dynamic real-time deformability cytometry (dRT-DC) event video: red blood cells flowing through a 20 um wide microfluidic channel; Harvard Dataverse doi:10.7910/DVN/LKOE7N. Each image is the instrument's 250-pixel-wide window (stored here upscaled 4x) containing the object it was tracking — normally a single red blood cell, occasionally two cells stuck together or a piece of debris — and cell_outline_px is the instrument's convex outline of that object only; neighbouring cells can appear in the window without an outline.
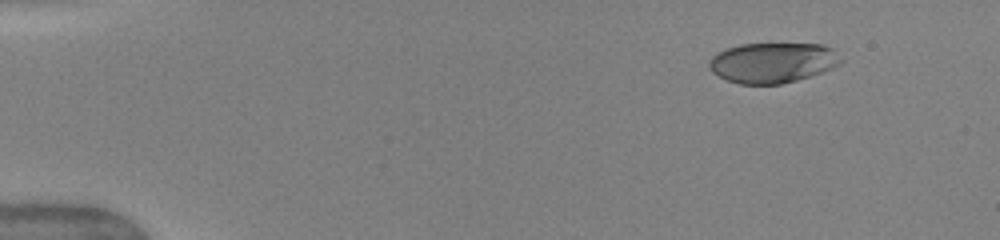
{"species": "human", "species_latin": "Homo sapiens", "temperature_condition": "warm", "stored_images_in_passage": 45, "camera_frame_rate_fps": 3000, "um_per_image_px": 0.085, "donor": {"sex": "female"}, "frame": {"image": 1, "passage_image": 1, "time_ms": 0.0, "image_size_px": [1000, 240], "cell_outline_px": [[844, 60], [840, 64], [832, 68], [796, 80], [780, 84], [740, 84], [728, 80], [712, 72], [708, 64], [712, 56], [728, 48], [740, 44], [820, 44], [832, 48]], "centroid_in_image_um": [65.69, 5.32], "position_along_channel_um": 19.3, "area_um2": 30.63}}
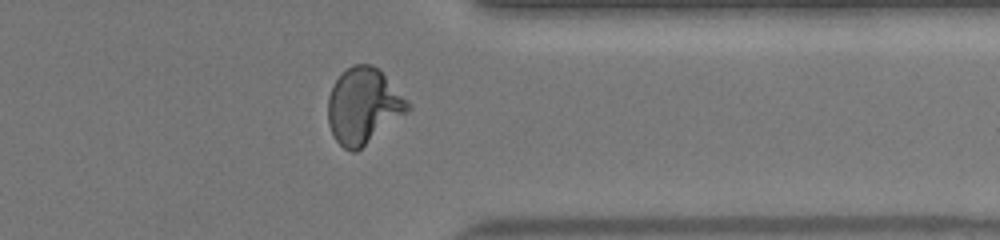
{"frame": {"image": 2, "passage_image": 36, "time_ms": 11.667, "image_size_px": [1000, 240], "cell_outline_px": [[412, 108], [408, 112], [356, 152], [352, 152], [344, 148], [336, 140], [328, 124], [328, 96], [332, 84], [352, 64], [372, 64], [384, 76]], "centroid_in_image_um": [30.85, 9.03], "position_along_channel_um": 380.6, "area_um2": 34.56}}
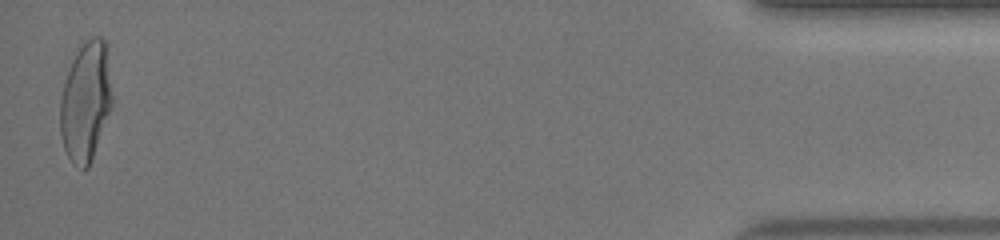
{"frame": {"image": 3, "passage_image": 45, "time_ms": 14.667, "image_size_px": [1000, 240], "cell_outline_px": [[112, 104], [88, 168], [84, 168], [72, 164], [64, 148], [60, 132], [60, 100], [64, 84], [72, 60], [80, 40], [92, 36], [100, 36], [104, 40], [112, 96]], "centroid_in_image_um": [7.26, 8.59], "position_along_channel_um": 427.9, "area_um2": 35.78}, "authors_computed_cell_mechanics": {"area_um2": 33.7552, "velocity_mm_per_s": 4.0797, "shape_relaxation_time_tau1_ms": 4.927, "shape_relaxation_time_tau2_ms": null, "deformation_change_tau1": 0.2376, "deformation_change_tau2": null}}